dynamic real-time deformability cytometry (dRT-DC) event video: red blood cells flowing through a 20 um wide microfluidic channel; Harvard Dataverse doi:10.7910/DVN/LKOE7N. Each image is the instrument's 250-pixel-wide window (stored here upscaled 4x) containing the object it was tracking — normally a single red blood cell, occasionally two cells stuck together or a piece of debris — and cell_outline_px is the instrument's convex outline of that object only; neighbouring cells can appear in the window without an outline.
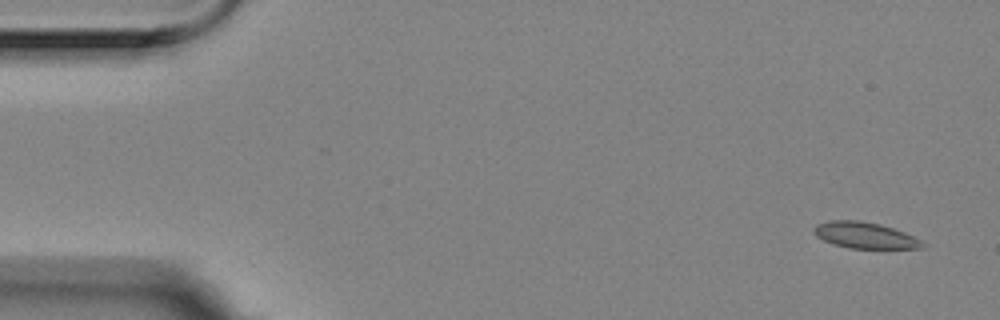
{"species": "Egyptian fruit bat (a non-hibernating species)", "species_latin": "Rousettus aegyptiacus", "temperature_condition": "room temperature", "stored_images_in_passage": 5, "camera_frame_rate_fps": 3000, "um_per_image_px": 0.085, "animal": {"sex": "female"}, "frame": {"image": 1, "passage_image": 1, "time_ms": 0.0, "image_size_px": [1000, 320], "cell_outline_px": [[924, 248], [848, 248], [832, 244], [816, 236], [812, 232], [812, 228], [816, 224], [828, 220], [860, 220], [880, 224], [904, 232], [920, 240], [924, 244]], "centroid_in_image_um": [73.44, 19.99], "position_along_channel_um": 11.6, "area_um2": 16.59}}
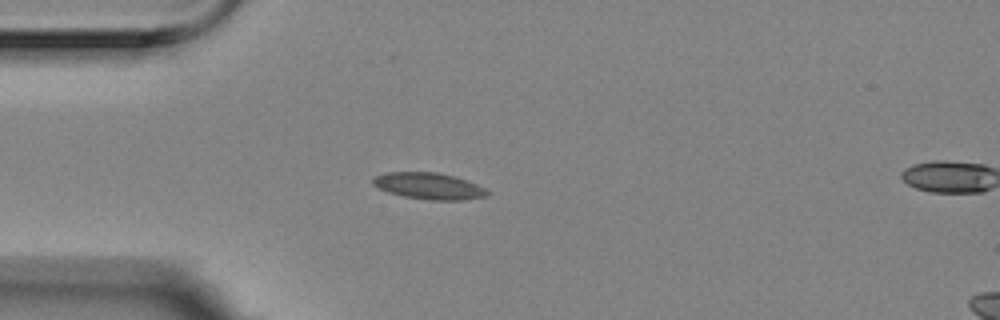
{"frame": {"image": 2, "passage_image": 4, "time_ms": 1.0, "image_size_px": [1000, 320], "cell_outline_px": [[492, 192], [488, 196], [464, 200], [428, 200], [404, 196], [388, 192], [372, 184], [372, 180], [376, 176], [384, 172], [436, 172], [452, 176], [476, 184]], "centroid_in_image_um": [36.47, 15.82], "position_along_channel_um": 48.5, "area_um2": 17.57}}